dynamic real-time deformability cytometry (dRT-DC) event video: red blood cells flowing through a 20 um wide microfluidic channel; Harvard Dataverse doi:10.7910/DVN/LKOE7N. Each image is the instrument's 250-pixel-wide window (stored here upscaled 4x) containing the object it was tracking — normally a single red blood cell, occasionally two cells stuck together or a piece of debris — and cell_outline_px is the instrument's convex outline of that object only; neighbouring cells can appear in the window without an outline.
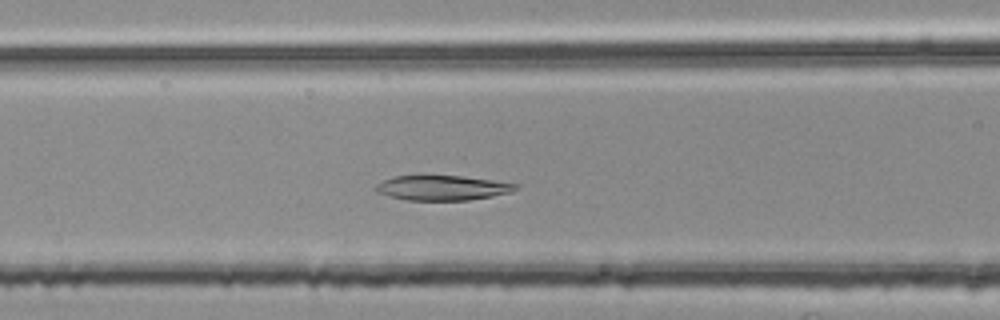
{"species": "common noctule bat (a hibernating species)", "species_latin": "Nyctalus noctula", "temperature_condition": "room temperature", "stored_images_in_passage": 46, "camera_frame_rate_fps": 3000, "um_per_image_px": 0.085, "animal": {"sex": "female", "body_mass_g": 25.1}, "frame": {"image": 1, "passage_image": 18, "time_ms": 5.667, "image_size_px": [1000, 320], "cell_outline_px": [[520, 188], [512, 192], [492, 196], [468, 200], [408, 200], [388, 196], [376, 192], [372, 188], [376, 184], [392, 176], [460, 176], [492, 180], [520, 184]], "centroid_in_image_um": [37.6, 15.97], "position_along_channel_um": 129.0, "area_um2": 20.35}}
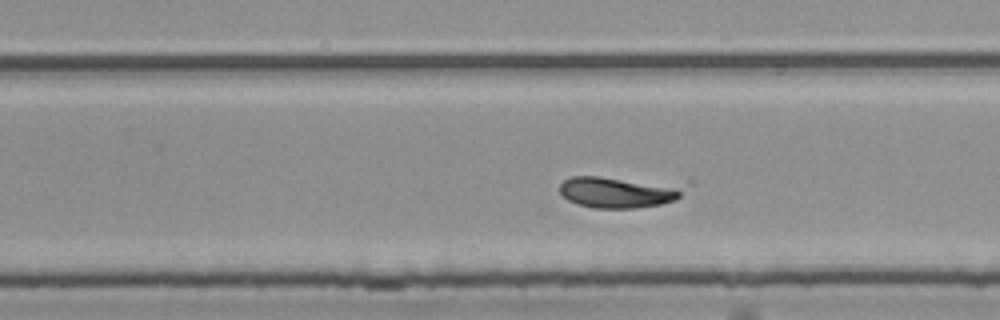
{"frame": {"image": 2, "passage_image": 30, "time_ms": 9.667, "image_size_px": [1000, 320], "cell_outline_px": [[680, 196], [676, 200], [660, 204], [636, 208], [592, 208], [576, 204], [568, 200], [560, 192], [560, 184], [564, 180], [572, 176], [600, 176], [676, 188], [680, 192]], "centroid_in_image_um": [52.28, 16.38], "position_along_channel_um": 277.5, "area_um2": 21.15}}
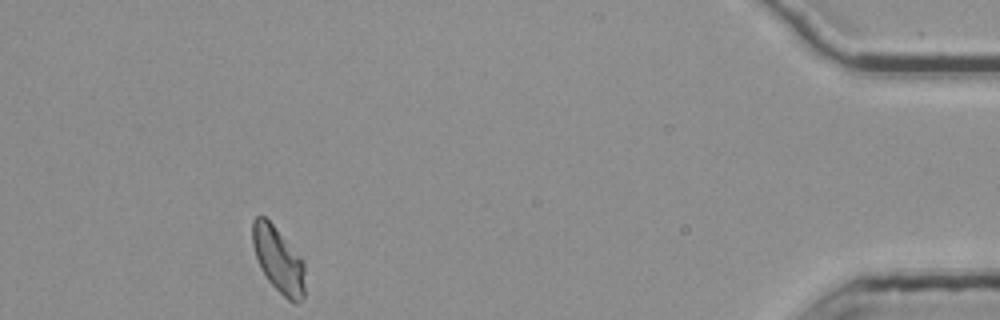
{"frame": {"image": 3, "passage_image": 46, "time_ms": 15.0, "image_size_px": [1000, 320], "cell_outline_px": [[304, 296], [296, 304], [288, 300], [268, 280], [260, 268], [252, 244], [252, 220], [256, 216], [264, 216], [272, 224], [304, 260]], "centroid_in_image_um": [23.65, 22.08], "position_along_channel_um": 411.5, "area_um2": 19.88}, "authors_computed_cell_mechanics": {"area_um2": 21.1837, "velocity_mm_per_s": 3.7228, "shape_relaxation_time_tau1_ms": 9.7837, "shape_relaxation_time_tau2_ms": 4.3315, "deformation_change_tau1": 0.2047, "deformation_change_tau2": 0.0721}}